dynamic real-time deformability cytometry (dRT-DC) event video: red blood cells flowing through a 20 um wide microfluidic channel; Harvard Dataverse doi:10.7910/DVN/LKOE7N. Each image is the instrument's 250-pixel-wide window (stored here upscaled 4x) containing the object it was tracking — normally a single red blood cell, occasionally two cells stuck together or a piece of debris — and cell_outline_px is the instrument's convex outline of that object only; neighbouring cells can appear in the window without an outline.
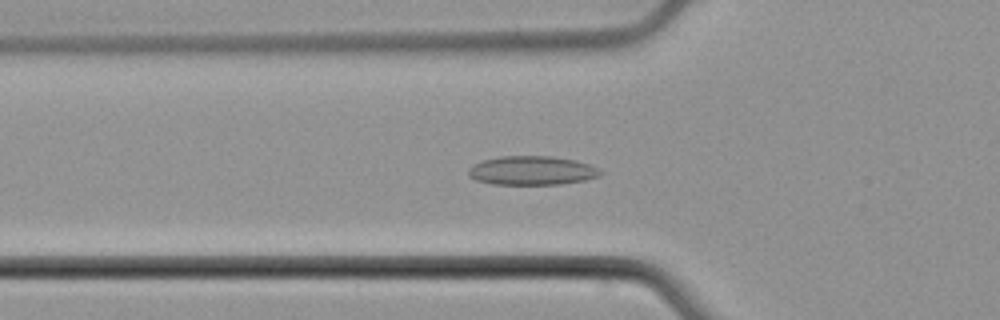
{"species": "common noctule bat (a hibernating species)", "species_latin": "Nyctalus noctula", "temperature_condition": "cold", "stored_images_in_passage": 40, "camera_frame_rate_fps": 3000, "um_per_image_px": 0.085, "animal": {"sex": "male", "body_mass_g": 21.5, "forearm_length_mm": 52.0}, "frame": {"image": 1, "passage_image": 7, "time_ms": 2.0, "image_size_px": [1000, 320], "cell_outline_px": [[604, 172], [600, 176], [588, 180], [560, 184], [492, 184], [476, 180], [468, 176], [468, 168], [484, 160], [500, 156], [552, 156], [576, 160], [588, 164]], "centroid_in_image_um": [45.24, 14.5], "position_along_channel_um": 80.6, "area_um2": 22.31}}
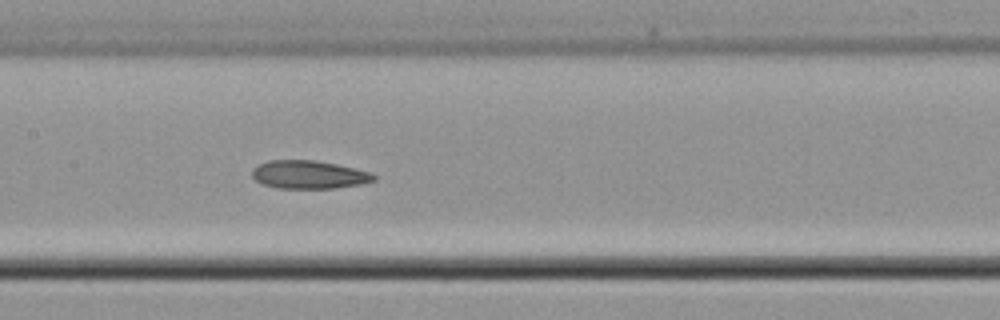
{"frame": {"image": 2, "passage_image": 15, "time_ms": 4.667, "image_size_px": [1000, 320], "cell_outline_px": [[376, 180], [360, 184], [332, 188], [276, 188], [260, 184], [252, 176], [252, 168], [268, 160], [316, 160], [356, 168], [368, 172], [376, 176]], "centroid_in_image_um": [26.22, 14.84], "position_along_channel_um": 181.2, "area_um2": 20.0}}
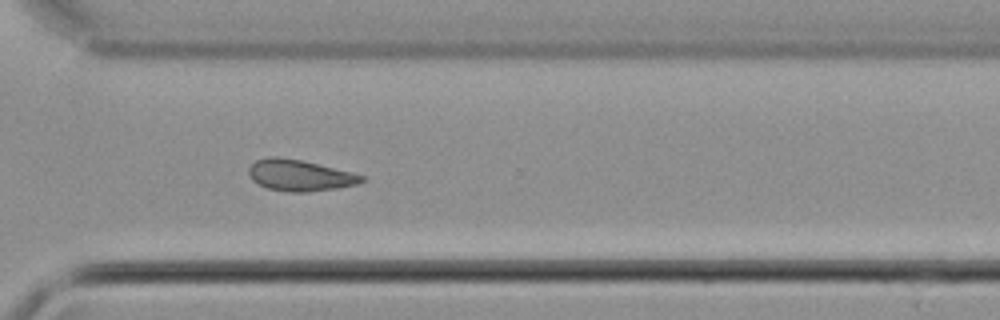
{"frame": {"image": 3, "passage_image": 28, "time_ms": 9.0, "image_size_px": [1000, 320], "cell_outline_px": [[364, 180], [356, 184], [336, 188], [308, 192], [292, 192], [268, 188], [252, 180], [248, 172], [248, 168], [256, 160], [268, 156], [276, 156], [300, 160], [364, 176]], "centroid_in_image_um": [25.41, 14.9], "position_along_channel_um": 345.2, "area_um2": 20.06}, "authors_computed_cell_mechanics": {"area_um2": 20.0855, "velocity_mm_per_s": 3.7778, "shape_relaxation_time_tau1_ms": null, "shape_relaxation_time_tau2_ms": 8.3912, "deformation_change_tau1": null, "deformation_change_tau2": 0.1197}}